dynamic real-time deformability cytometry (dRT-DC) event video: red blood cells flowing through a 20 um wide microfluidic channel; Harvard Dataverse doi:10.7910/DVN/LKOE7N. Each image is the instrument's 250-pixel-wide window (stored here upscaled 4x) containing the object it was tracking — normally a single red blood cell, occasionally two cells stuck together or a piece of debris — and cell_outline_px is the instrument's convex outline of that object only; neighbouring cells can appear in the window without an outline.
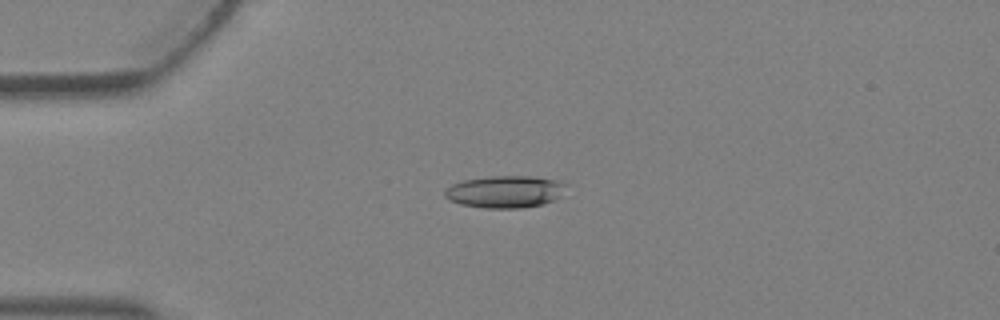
{"species": "Egyptian fruit bat (a non-hibernating species)", "species_latin": "Rousettus aegyptiacus", "temperature_condition": "warm", "stored_images_in_passage": 1, "camera_frame_rate_fps": 3000, "um_per_image_px": 0.085, "animal": {"sex": "female"}, "frame": {"image": 1, "passage_image": 1, "time_ms": 0.0, "image_size_px": [1000, 320], "cell_outline_px": [[568, 184], [552, 200], [544, 204], [520, 208], [484, 208], [460, 204], [448, 200], [444, 196], [444, 192], [452, 184], [464, 180], [488, 176], [536, 176], [556, 180]], "centroid_in_image_um": [42.88, 16.29], "position_along_channel_um": 42.1, "area_um2": 22.6}}